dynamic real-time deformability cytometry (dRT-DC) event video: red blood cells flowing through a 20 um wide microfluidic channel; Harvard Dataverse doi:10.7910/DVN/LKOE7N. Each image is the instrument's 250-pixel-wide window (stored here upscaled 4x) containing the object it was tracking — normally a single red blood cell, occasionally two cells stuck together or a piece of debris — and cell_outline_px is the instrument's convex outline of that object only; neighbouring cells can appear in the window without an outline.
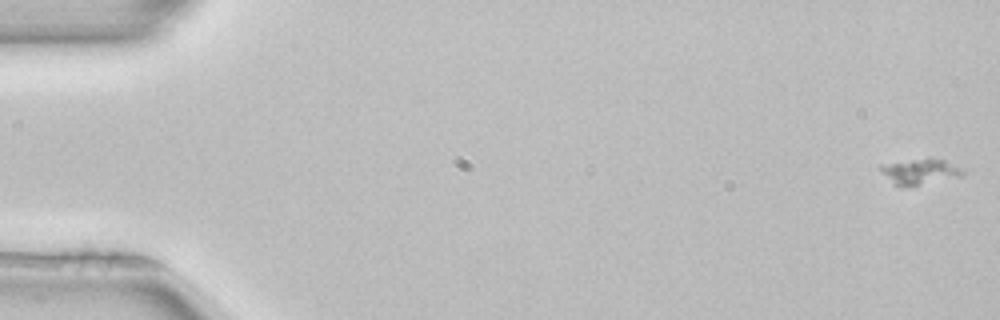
{"species": "common noctule bat (a hibernating species)", "species_latin": "Nyctalus noctula", "temperature_condition": "room temperature", "stored_images_in_passage": 52, "camera_frame_rate_fps": 3000, "um_per_image_px": 0.085, "animal": {"sex": "female", "body_mass_g": 22.7, "forearm_length_mm": 54.2}, "frame": {"image": 1, "passage_image": 1, "time_ms": 0.0, "image_size_px": [1000, 320], "cell_outline_px": [[964, 176], [904, 188], [900, 188], [892, 184], [880, 168], [880, 164], [920, 160], [944, 160], [964, 172]], "centroid_in_image_um": [78.16, 14.65], "position_along_channel_um": 6.8, "area_um2": 11.79}}
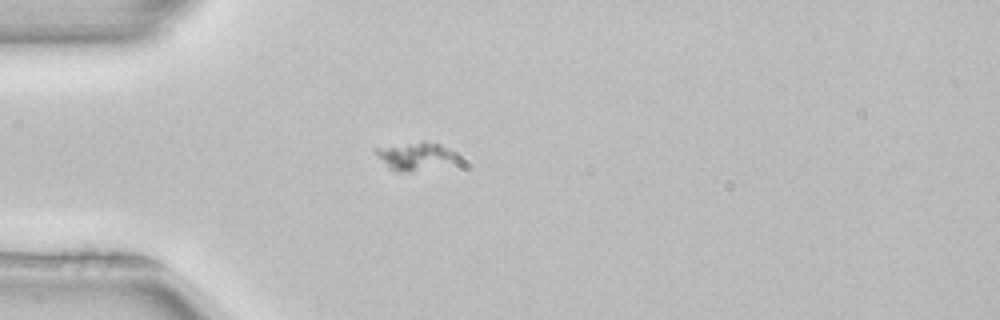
{"frame": {"image": 2, "passage_image": 15, "time_ms": 4.667, "image_size_px": [1000, 320], "cell_outline_px": [[460, 160], [408, 172], [400, 172], [388, 168], [376, 152], [376, 148], [424, 140], [440, 144], [456, 152], [460, 156]], "centroid_in_image_um": [35.37, 13.24], "position_along_channel_um": 49.6, "area_um2": 13.01}}